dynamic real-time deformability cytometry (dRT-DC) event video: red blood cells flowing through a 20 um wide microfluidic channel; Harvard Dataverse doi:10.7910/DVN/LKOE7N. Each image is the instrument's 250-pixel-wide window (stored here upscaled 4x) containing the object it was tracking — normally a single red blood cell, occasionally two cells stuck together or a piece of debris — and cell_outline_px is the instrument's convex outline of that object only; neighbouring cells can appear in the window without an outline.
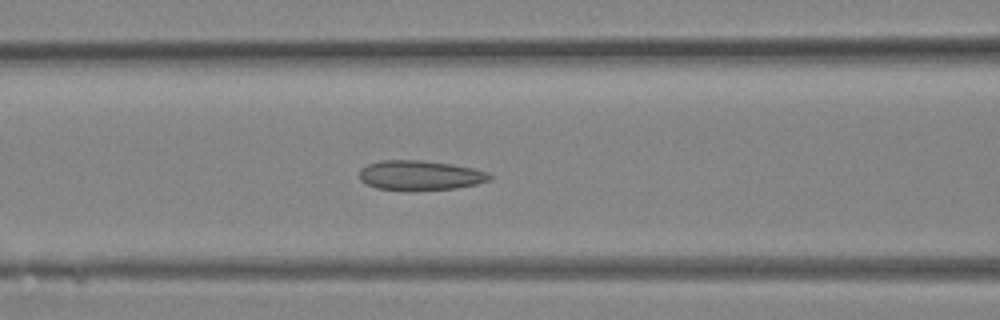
{"species": "Egyptian fruit bat (a non-hibernating species)", "species_latin": "Rousettus aegyptiacus", "temperature_condition": "room temperature", "stored_images_in_passage": 33, "camera_frame_rate_fps": 3000, "um_per_image_px": 0.085, "animal": {"sex": "female"}, "frame": {"image": 1, "passage_image": 14, "time_ms": 4.333, "image_size_px": [1000, 320], "cell_outline_px": [[492, 180], [476, 184], [456, 188], [376, 188], [360, 180], [360, 168], [368, 164], [380, 160], [420, 160], [452, 164], [472, 168], [488, 172], [492, 176]], "centroid_in_image_um": [35.73, 14.86], "position_along_channel_um": 130.9, "area_um2": 21.85}}
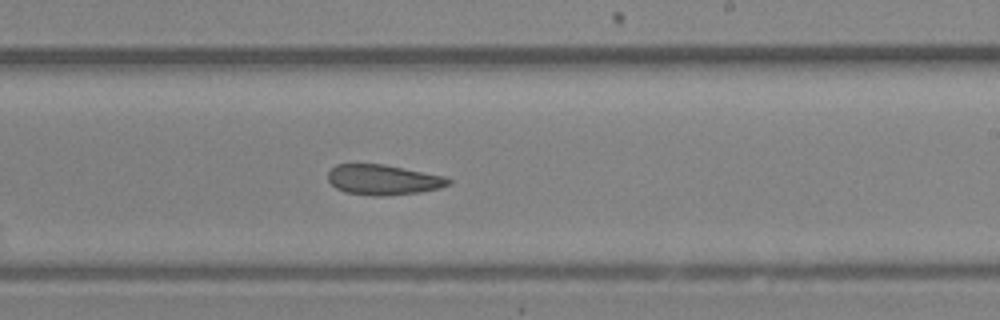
{"frame": {"image": 2, "passage_image": 20, "time_ms": 6.333, "image_size_px": [1000, 320], "cell_outline_px": [[452, 184], [440, 188], [420, 192], [388, 196], [372, 196], [344, 192], [336, 188], [328, 180], [328, 172], [336, 164], [384, 164], [444, 176], [452, 180]], "centroid_in_image_um": [32.58, 15.29], "position_along_channel_um": 256.4, "area_um2": 21.39}}
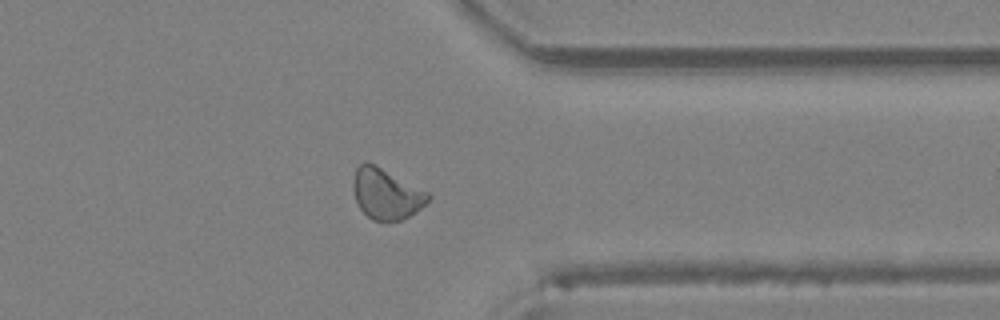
{"frame": {"image": 3, "passage_image": 26, "time_ms": 8.333, "image_size_px": [1000, 320], "cell_outline_px": [[432, 196], [420, 208], [408, 216], [400, 220], [384, 224], [372, 220], [356, 204], [352, 188], [352, 180], [356, 168], [360, 164], [376, 164], [428, 192]], "centroid_in_image_um": [32.8, 16.51], "position_along_channel_um": 378.6, "area_um2": 22.31}}